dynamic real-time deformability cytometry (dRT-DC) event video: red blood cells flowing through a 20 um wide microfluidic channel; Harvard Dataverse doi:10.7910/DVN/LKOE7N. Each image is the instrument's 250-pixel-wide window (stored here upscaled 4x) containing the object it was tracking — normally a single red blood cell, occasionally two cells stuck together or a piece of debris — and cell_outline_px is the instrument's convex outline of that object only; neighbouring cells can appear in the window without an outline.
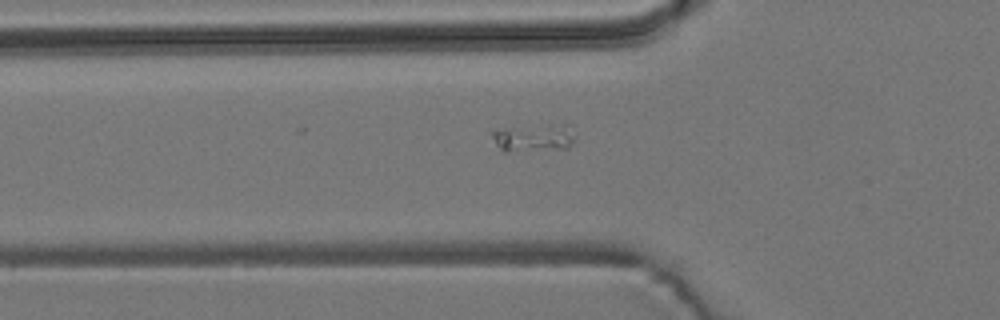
{"species": "common noctule bat (a hibernating species)", "species_latin": "Nyctalus noctula", "temperature_condition": "room temperature", "stored_images_in_passage": 27, "camera_frame_rate_fps": 3000, "um_per_image_px": 0.085, "animal": {"sex": "male", "body_mass_g": 19.2, "forearm_length_mm": 51.8}, "frame": {"image": 1, "passage_image": 10, "time_ms": 3.0, "image_size_px": [1000, 320], "cell_outline_px": [[576, 140], [572, 144], [564, 148], [504, 152], [496, 144], [492, 136], [492, 132], [504, 128], [548, 124], [568, 124], [576, 136]], "centroid_in_image_um": [45.42, 11.7], "position_along_channel_um": 80.4, "area_um2": 13.41}}